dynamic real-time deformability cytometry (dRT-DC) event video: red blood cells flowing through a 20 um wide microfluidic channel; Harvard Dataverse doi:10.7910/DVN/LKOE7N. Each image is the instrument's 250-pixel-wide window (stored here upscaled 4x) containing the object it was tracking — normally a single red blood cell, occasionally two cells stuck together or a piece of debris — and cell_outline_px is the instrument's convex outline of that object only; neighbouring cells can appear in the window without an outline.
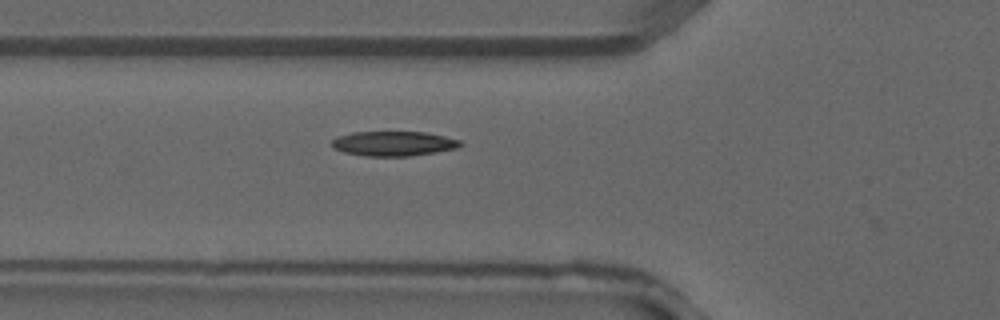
{"species": "common noctule bat (a hibernating species)", "species_latin": "Nyctalus noctula", "temperature_condition": "warm", "stored_images_in_passage": 4, "camera_frame_rate_fps": 3000, "um_per_image_px": 0.085, "animal": {"sex": "male", "forearm_length_mm": 52.5}, "frame": {"image": 1, "passage_image": 4, "time_ms": 1.0, "image_size_px": [1000, 320], "cell_outline_px": [[464, 144], [456, 148], [436, 152], [408, 156], [364, 156], [344, 152], [332, 148], [332, 140], [336, 136], [352, 132], [424, 132], [444, 136], [460, 140]], "centroid_in_image_um": [33.42, 12.2], "position_along_channel_um": 92.4, "area_um2": 18.55}}